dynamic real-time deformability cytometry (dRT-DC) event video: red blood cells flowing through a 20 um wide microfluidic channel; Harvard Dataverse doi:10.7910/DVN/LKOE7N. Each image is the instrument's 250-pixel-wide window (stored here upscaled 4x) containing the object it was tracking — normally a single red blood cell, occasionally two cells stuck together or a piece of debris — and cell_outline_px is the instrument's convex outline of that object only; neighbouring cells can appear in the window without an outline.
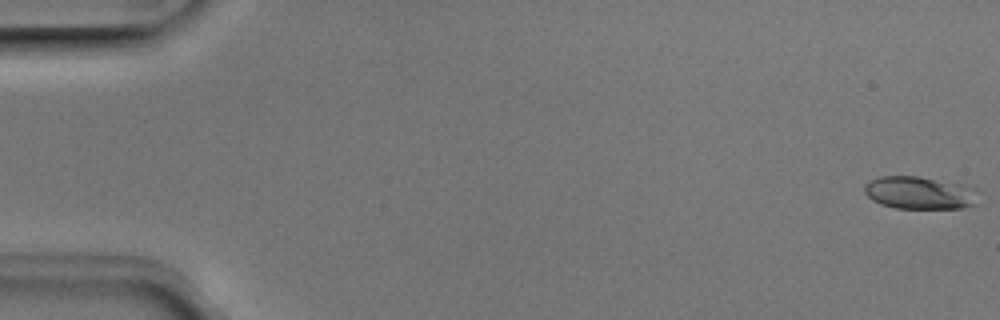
{"species": "Egyptian fruit bat (a non-hibernating species)", "species_latin": "Rousettus aegyptiacus", "temperature_condition": "room temperature", "stored_images_in_passage": 5, "camera_frame_rate_fps": 3000, "um_per_image_px": 0.085, "animal": {"sex": "male"}, "frame": {"image": 1, "passage_image": 1, "time_ms": 0.0, "image_size_px": [1000, 320], "cell_outline_px": [[980, 192], [976, 204], [960, 208], [896, 208], [880, 204], [872, 200], [864, 192], [864, 184], [880, 176], [920, 176], [960, 184], [976, 188]], "centroid_in_image_um": [78.19, 16.39], "position_along_channel_um": 6.8, "area_um2": 21.85}}
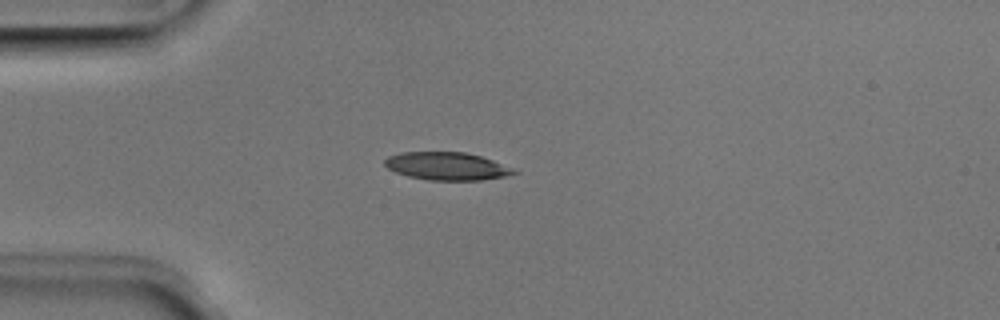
{"frame": {"image": 2, "passage_image": 4, "time_ms": 1.0, "image_size_px": [1000, 320], "cell_outline_px": [[520, 172], [504, 176], [480, 180], [428, 180], [408, 176], [396, 172], [388, 168], [384, 164], [384, 160], [388, 156], [400, 152], [464, 152], [480, 156], [492, 160], [512, 168]], "centroid_in_image_um": [37.95, 14.12], "position_along_channel_um": 47.1, "area_um2": 20.81}}